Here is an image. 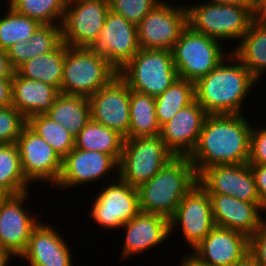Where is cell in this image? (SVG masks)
Wrapping results in <instances>:
<instances>
[{"label": "cell", "instance_id": "7bdbcfd3", "mask_svg": "<svg viewBox=\"0 0 266 266\" xmlns=\"http://www.w3.org/2000/svg\"><path fill=\"white\" fill-rule=\"evenodd\" d=\"M14 70L9 64L7 51L0 49V78H12Z\"/></svg>", "mask_w": 266, "mask_h": 266}, {"label": "cell", "instance_id": "8992f818", "mask_svg": "<svg viewBox=\"0 0 266 266\" xmlns=\"http://www.w3.org/2000/svg\"><path fill=\"white\" fill-rule=\"evenodd\" d=\"M130 90L148 94L154 98L162 94L178 77L172 51L164 49H140L118 71Z\"/></svg>", "mask_w": 266, "mask_h": 266}, {"label": "cell", "instance_id": "c3c4849f", "mask_svg": "<svg viewBox=\"0 0 266 266\" xmlns=\"http://www.w3.org/2000/svg\"><path fill=\"white\" fill-rule=\"evenodd\" d=\"M12 258L13 257L8 252L0 248V266L10 265L8 262L11 261Z\"/></svg>", "mask_w": 266, "mask_h": 266}, {"label": "cell", "instance_id": "1f68e13d", "mask_svg": "<svg viewBox=\"0 0 266 266\" xmlns=\"http://www.w3.org/2000/svg\"><path fill=\"white\" fill-rule=\"evenodd\" d=\"M68 0H7L17 13L41 25L62 24Z\"/></svg>", "mask_w": 266, "mask_h": 266}, {"label": "cell", "instance_id": "277c9868", "mask_svg": "<svg viewBox=\"0 0 266 266\" xmlns=\"http://www.w3.org/2000/svg\"><path fill=\"white\" fill-rule=\"evenodd\" d=\"M187 24L198 33L217 40H240L253 19V6L205 1L187 5Z\"/></svg>", "mask_w": 266, "mask_h": 266}, {"label": "cell", "instance_id": "f1b7e54d", "mask_svg": "<svg viewBox=\"0 0 266 266\" xmlns=\"http://www.w3.org/2000/svg\"><path fill=\"white\" fill-rule=\"evenodd\" d=\"M129 138L155 137L160 135L155 98L135 90H130Z\"/></svg>", "mask_w": 266, "mask_h": 266}, {"label": "cell", "instance_id": "7a4b0ae2", "mask_svg": "<svg viewBox=\"0 0 266 266\" xmlns=\"http://www.w3.org/2000/svg\"><path fill=\"white\" fill-rule=\"evenodd\" d=\"M226 58L195 82V101L208 115L244 114V99L259 82L231 50Z\"/></svg>", "mask_w": 266, "mask_h": 266}, {"label": "cell", "instance_id": "6da1fadb", "mask_svg": "<svg viewBox=\"0 0 266 266\" xmlns=\"http://www.w3.org/2000/svg\"><path fill=\"white\" fill-rule=\"evenodd\" d=\"M244 114L207 115L189 159L198 175L215 165L248 163L252 124Z\"/></svg>", "mask_w": 266, "mask_h": 266}, {"label": "cell", "instance_id": "9a60e30c", "mask_svg": "<svg viewBox=\"0 0 266 266\" xmlns=\"http://www.w3.org/2000/svg\"><path fill=\"white\" fill-rule=\"evenodd\" d=\"M89 48L119 71L140 50L137 26L110 10L103 29Z\"/></svg>", "mask_w": 266, "mask_h": 266}, {"label": "cell", "instance_id": "30bf717a", "mask_svg": "<svg viewBox=\"0 0 266 266\" xmlns=\"http://www.w3.org/2000/svg\"><path fill=\"white\" fill-rule=\"evenodd\" d=\"M109 11V0H68L61 24L63 43L89 48L103 29Z\"/></svg>", "mask_w": 266, "mask_h": 266}, {"label": "cell", "instance_id": "e575fe53", "mask_svg": "<svg viewBox=\"0 0 266 266\" xmlns=\"http://www.w3.org/2000/svg\"><path fill=\"white\" fill-rule=\"evenodd\" d=\"M62 43L61 24L40 25L27 42V61L56 50Z\"/></svg>", "mask_w": 266, "mask_h": 266}, {"label": "cell", "instance_id": "681fc988", "mask_svg": "<svg viewBox=\"0 0 266 266\" xmlns=\"http://www.w3.org/2000/svg\"><path fill=\"white\" fill-rule=\"evenodd\" d=\"M9 195L3 191L1 188H0V204L8 197Z\"/></svg>", "mask_w": 266, "mask_h": 266}, {"label": "cell", "instance_id": "4316f807", "mask_svg": "<svg viewBox=\"0 0 266 266\" xmlns=\"http://www.w3.org/2000/svg\"><path fill=\"white\" fill-rule=\"evenodd\" d=\"M65 54L66 44L62 43L56 50L28 60L16 72L22 77L55 86L60 91Z\"/></svg>", "mask_w": 266, "mask_h": 266}, {"label": "cell", "instance_id": "836d02e7", "mask_svg": "<svg viewBox=\"0 0 266 266\" xmlns=\"http://www.w3.org/2000/svg\"><path fill=\"white\" fill-rule=\"evenodd\" d=\"M0 17V49L7 51L14 43L29 41L36 29L41 25L28 16L17 13L12 7Z\"/></svg>", "mask_w": 266, "mask_h": 266}, {"label": "cell", "instance_id": "83f0119b", "mask_svg": "<svg viewBox=\"0 0 266 266\" xmlns=\"http://www.w3.org/2000/svg\"><path fill=\"white\" fill-rule=\"evenodd\" d=\"M124 140L116 131L90 119L75 138V148L109 154L118 163Z\"/></svg>", "mask_w": 266, "mask_h": 266}, {"label": "cell", "instance_id": "d4e9b609", "mask_svg": "<svg viewBox=\"0 0 266 266\" xmlns=\"http://www.w3.org/2000/svg\"><path fill=\"white\" fill-rule=\"evenodd\" d=\"M239 42L231 53L260 82L266 72V21L253 20Z\"/></svg>", "mask_w": 266, "mask_h": 266}, {"label": "cell", "instance_id": "d590c367", "mask_svg": "<svg viewBox=\"0 0 266 266\" xmlns=\"http://www.w3.org/2000/svg\"><path fill=\"white\" fill-rule=\"evenodd\" d=\"M161 0H109L110 10L138 25Z\"/></svg>", "mask_w": 266, "mask_h": 266}, {"label": "cell", "instance_id": "5b68a950", "mask_svg": "<svg viewBox=\"0 0 266 266\" xmlns=\"http://www.w3.org/2000/svg\"><path fill=\"white\" fill-rule=\"evenodd\" d=\"M117 75L118 71L102 55L87 47L66 45L59 92L89 98Z\"/></svg>", "mask_w": 266, "mask_h": 266}, {"label": "cell", "instance_id": "d6986e66", "mask_svg": "<svg viewBox=\"0 0 266 266\" xmlns=\"http://www.w3.org/2000/svg\"><path fill=\"white\" fill-rule=\"evenodd\" d=\"M191 253L211 266H235L249 253V237L215 226Z\"/></svg>", "mask_w": 266, "mask_h": 266}, {"label": "cell", "instance_id": "ba28073f", "mask_svg": "<svg viewBox=\"0 0 266 266\" xmlns=\"http://www.w3.org/2000/svg\"><path fill=\"white\" fill-rule=\"evenodd\" d=\"M220 44L187 26L171 50L178 77L195 83L215 69L229 55Z\"/></svg>", "mask_w": 266, "mask_h": 266}, {"label": "cell", "instance_id": "7dc6e473", "mask_svg": "<svg viewBox=\"0 0 266 266\" xmlns=\"http://www.w3.org/2000/svg\"><path fill=\"white\" fill-rule=\"evenodd\" d=\"M235 266H260L255 258L250 254H246Z\"/></svg>", "mask_w": 266, "mask_h": 266}, {"label": "cell", "instance_id": "603a6c76", "mask_svg": "<svg viewBox=\"0 0 266 266\" xmlns=\"http://www.w3.org/2000/svg\"><path fill=\"white\" fill-rule=\"evenodd\" d=\"M55 229L40 221L32 230L21 259L30 266H73L69 244Z\"/></svg>", "mask_w": 266, "mask_h": 266}, {"label": "cell", "instance_id": "4fadbf2b", "mask_svg": "<svg viewBox=\"0 0 266 266\" xmlns=\"http://www.w3.org/2000/svg\"><path fill=\"white\" fill-rule=\"evenodd\" d=\"M170 235L180 226L187 245L193 250L216 226L208 193L198 184L183 197L169 219ZM174 228V229H173Z\"/></svg>", "mask_w": 266, "mask_h": 266}, {"label": "cell", "instance_id": "cb8c5ba5", "mask_svg": "<svg viewBox=\"0 0 266 266\" xmlns=\"http://www.w3.org/2000/svg\"><path fill=\"white\" fill-rule=\"evenodd\" d=\"M60 94L55 86L20 76L16 71L12 75V106L26 119L46 114Z\"/></svg>", "mask_w": 266, "mask_h": 266}, {"label": "cell", "instance_id": "74e56055", "mask_svg": "<svg viewBox=\"0 0 266 266\" xmlns=\"http://www.w3.org/2000/svg\"><path fill=\"white\" fill-rule=\"evenodd\" d=\"M249 164H266V127H252Z\"/></svg>", "mask_w": 266, "mask_h": 266}, {"label": "cell", "instance_id": "8fae6325", "mask_svg": "<svg viewBox=\"0 0 266 266\" xmlns=\"http://www.w3.org/2000/svg\"><path fill=\"white\" fill-rule=\"evenodd\" d=\"M96 197L89 212L101 228H121L141 212L137 188L118 176L115 183L105 185Z\"/></svg>", "mask_w": 266, "mask_h": 266}, {"label": "cell", "instance_id": "e0dca14e", "mask_svg": "<svg viewBox=\"0 0 266 266\" xmlns=\"http://www.w3.org/2000/svg\"><path fill=\"white\" fill-rule=\"evenodd\" d=\"M197 182L208 194H224L245 202H260L249 163L207 167L197 175Z\"/></svg>", "mask_w": 266, "mask_h": 266}, {"label": "cell", "instance_id": "d6a6232c", "mask_svg": "<svg viewBox=\"0 0 266 266\" xmlns=\"http://www.w3.org/2000/svg\"><path fill=\"white\" fill-rule=\"evenodd\" d=\"M27 125L45 139L62 159L75 148V138L46 114L29 117Z\"/></svg>", "mask_w": 266, "mask_h": 266}, {"label": "cell", "instance_id": "5bb4252c", "mask_svg": "<svg viewBox=\"0 0 266 266\" xmlns=\"http://www.w3.org/2000/svg\"><path fill=\"white\" fill-rule=\"evenodd\" d=\"M88 99L92 120L129 138L130 89L119 75Z\"/></svg>", "mask_w": 266, "mask_h": 266}, {"label": "cell", "instance_id": "ab89813d", "mask_svg": "<svg viewBox=\"0 0 266 266\" xmlns=\"http://www.w3.org/2000/svg\"><path fill=\"white\" fill-rule=\"evenodd\" d=\"M27 42L28 41L21 40L14 43L7 50L9 64L14 71L27 62Z\"/></svg>", "mask_w": 266, "mask_h": 266}, {"label": "cell", "instance_id": "9c48e42d", "mask_svg": "<svg viewBox=\"0 0 266 266\" xmlns=\"http://www.w3.org/2000/svg\"><path fill=\"white\" fill-rule=\"evenodd\" d=\"M187 26L186 5L162 0L137 25L139 47L171 51Z\"/></svg>", "mask_w": 266, "mask_h": 266}, {"label": "cell", "instance_id": "60d3db41", "mask_svg": "<svg viewBox=\"0 0 266 266\" xmlns=\"http://www.w3.org/2000/svg\"><path fill=\"white\" fill-rule=\"evenodd\" d=\"M260 203L266 208V164H250Z\"/></svg>", "mask_w": 266, "mask_h": 266}, {"label": "cell", "instance_id": "7402d4cb", "mask_svg": "<svg viewBox=\"0 0 266 266\" xmlns=\"http://www.w3.org/2000/svg\"><path fill=\"white\" fill-rule=\"evenodd\" d=\"M121 229H125L126 233L120 257L123 260L153 249L170 237L169 219L157 214L140 212Z\"/></svg>", "mask_w": 266, "mask_h": 266}, {"label": "cell", "instance_id": "3957f363", "mask_svg": "<svg viewBox=\"0 0 266 266\" xmlns=\"http://www.w3.org/2000/svg\"><path fill=\"white\" fill-rule=\"evenodd\" d=\"M196 183L197 174L189 157H174L137 188L141 212L170 219Z\"/></svg>", "mask_w": 266, "mask_h": 266}, {"label": "cell", "instance_id": "b9f144b4", "mask_svg": "<svg viewBox=\"0 0 266 266\" xmlns=\"http://www.w3.org/2000/svg\"><path fill=\"white\" fill-rule=\"evenodd\" d=\"M12 78H0V108L12 105Z\"/></svg>", "mask_w": 266, "mask_h": 266}, {"label": "cell", "instance_id": "bcb514c9", "mask_svg": "<svg viewBox=\"0 0 266 266\" xmlns=\"http://www.w3.org/2000/svg\"><path fill=\"white\" fill-rule=\"evenodd\" d=\"M211 2L220 3V4H237L243 6H253L254 0H209Z\"/></svg>", "mask_w": 266, "mask_h": 266}, {"label": "cell", "instance_id": "f546056e", "mask_svg": "<svg viewBox=\"0 0 266 266\" xmlns=\"http://www.w3.org/2000/svg\"><path fill=\"white\" fill-rule=\"evenodd\" d=\"M195 101V83L183 78L169 86L155 98V108L160 128L177 112Z\"/></svg>", "mask_w": 266, "mask_h": 266}, {"label": "cell", "instance_id": "f35d334b", "mask_svg": "<svg viewBox=\"0 0 266 266\" xmlns=\"http://www.w3.org/2000/svg\"><path fill=\"white\" fill-rule=\"evenodd\" d=\"M249 253L260 266H266V220L261 227L249 237Z\"/></svg>", "mask_w": 266, "mask_h": 266}, {"label": "cell", "instance_id": "8d00e7d4", "mask_svg": "<svg viewBox=\"0 0 266 266\" xmlns=\"http://www.w3.org/2000/svg\"><path fill=\"white\" fill-rule=\"evenodd\" d=\"M27 119L12 105L0 108V144L16 143Z\"/></svg>", "mask_w": 266, "mask_h": 266}, {"label": "cell", "instance_id": "44dd1931", "mask_svg": "<svg viewBox=\"0 0 266 266\" xmlns=\"http://www.w3.org/2000/svg\"><path fill=\"white\" fill-rule=\"evenodd\" d=\"M217 227L239 231L248 237L261 227L266 208L260 202H245L224 194H208Z\"/></svg>", "mask_w": 266, "mask_h": 266}, {"label": "cell", "instance_id": "52a82bcc", "mask_svg": "<svg viewBox=\"0 0 266 266\" xmlns=\"http://www.w3.org/2000/svg\"><path fill=\"white\" fill-rule=\"evenodd\" d=\"M174 157L160 135L126 138L118 162L117 176L132 187L138 188Z\"/></svg>", "mask_w": 266, "mask_h": 266}, {"label": "cell", "instance_id": "ac0fdd59", "mask_svg": "<svg viewBox=\"0 0 266 266\" xmlns=\"http://www.w3.org/2000/svg\"><path fill=\"white\" fill-rule=\"evenodd\" d=\"M114 169L118 173V163L109 154L74 148L63 158L61 174L54 187L66 190L98 182L107 174L114 172Z\"/></svg>", "mask_w": 266, "mask_h": 266}, {"label": "cell", "instance_id": "ee69618b", "mask_svg": "<svg viewBox=\"0 0 266 266\" xmlns=\"http://www.w3.org/2000/svg\"><path fill=\"white\" fill-rule=\"evenodd\" d=\"M253 19L266 21V0H254Z\"/></svg>", "mask_w": 266, "mask_h": 266}, {"label": "cell", "instance_id": "7c38bea8", "mask_svg": "<svg viewBox=\"0 0 266 266\" xmlns=\"http://www.w3.org/2000/svg\"><path fill=\"white\" fill-rule=\"evenodd\" d=\"M22 172L32 184L46 181L51 187L57 184L62 170V158L59 154L27 124L17 139Z\"/></svg>", "mask_w": 266, "mask_h": 266}, {"label": "cell", "instance_id": "4dcf8cb0", "mask_svg": "<svg viewBox=\"0 0 266 266\" xmlns=\"http://www.w3.org/2000/svg\"><path fill=\"white\" fill-rule=\"evenodd\" d=\"M29 185L22 172L17 144H0V188L8 195H17L28 192Z\"/></svg>", "mask_w": 266, "mask_h": 266}, {"label": "cell", "instance_id": "484cf974", "mask_svg": "<svg viewBox=\"0 0 266 266\" xmlns=\"http://www.w3.org/2000/svg\"><path fill=\"white\" fill-rule=\"evenodd\" d=\"M46 115L76 138L91 119L89 99L60 93Z\"/></svg>", "mask_w": 266, "mask_h": 266}, {"label": "cell", "instance_id": "ffe728a7", "mask_svg": "<svg viewBox=\"0 0 266 266\" xmlns=\"http://www.w3.org/2000/svg\"><path fill=\"white\" fill-rule=\"evenodd\" d=\"M207 115L194 101L161 127V139L175 157L190 156L197 145Z\"/></svg>", "mask_w": 266, "mask_h": 266}, {"label": "cell", "instance_id": "2e32d148", "mask_svg": "<svg viewBox=\"0 0 266 266\" xmlns=\"http://www.w3.org/2000/svg\"><path fill=\"white\" fill-rule=\"evenodd\" d=\"M30 191L9 195L0 204V248L12 257H20L25 251L32 230L40 223L24 209Z\"/></svg>", "mask_w": 266, "mask_h": 266}, {"label": "cell", "instance_id": "f6af8a7d", "mask_svg": "<svg viewBox=\"0 0 266 266\" xmlns=\"http://www.w3.org/2000/svg\"><path fill=\"white\" fill-rule=\"evenodd\" d=\"M180 263L181 264L179 265L181 266H211L209 264L201 262L190 252L189 254L186 253V256L183 258V260Z\"/></svg>", "mask_w": 266, "mask_h": 266}]
</instances>
